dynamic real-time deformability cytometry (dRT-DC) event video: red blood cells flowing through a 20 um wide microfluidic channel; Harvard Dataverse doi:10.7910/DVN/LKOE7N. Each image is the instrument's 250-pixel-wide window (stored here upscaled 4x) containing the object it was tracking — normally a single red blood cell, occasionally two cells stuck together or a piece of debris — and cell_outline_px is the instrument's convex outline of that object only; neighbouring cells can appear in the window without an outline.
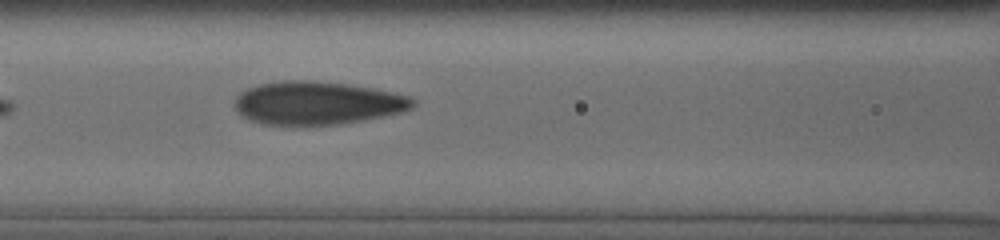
{"species": "human", "species_latin": "Homo sapiens", "temperature_condition": "cold", "stored_images_in_passage": 5, "camera_frame_rate_fps": 3000, "um_per_image_px": 0.085, "donor": {"sex": "male"}, "frame": {"image": 1, "passage_image": 4, "time_ms": 2.0, "image_size_px": [1000, 240], "cell_outline_px": [[416, 104], [412, 108], [400, 112], [364, 120], [340, 124], [260, 124], [248, 120], [236, 112], [232, 104], [236, 96], [240, 92], [248, 88], [260, 84], [280, 80], [312, 80], [348, 84], [372, 88], [392, 92], [408, 96], [416, 100]], "centroid_in_image_um": [26.91, 8.75], "position_along_channel_um": 139.7, "area_um2": 44.97}}